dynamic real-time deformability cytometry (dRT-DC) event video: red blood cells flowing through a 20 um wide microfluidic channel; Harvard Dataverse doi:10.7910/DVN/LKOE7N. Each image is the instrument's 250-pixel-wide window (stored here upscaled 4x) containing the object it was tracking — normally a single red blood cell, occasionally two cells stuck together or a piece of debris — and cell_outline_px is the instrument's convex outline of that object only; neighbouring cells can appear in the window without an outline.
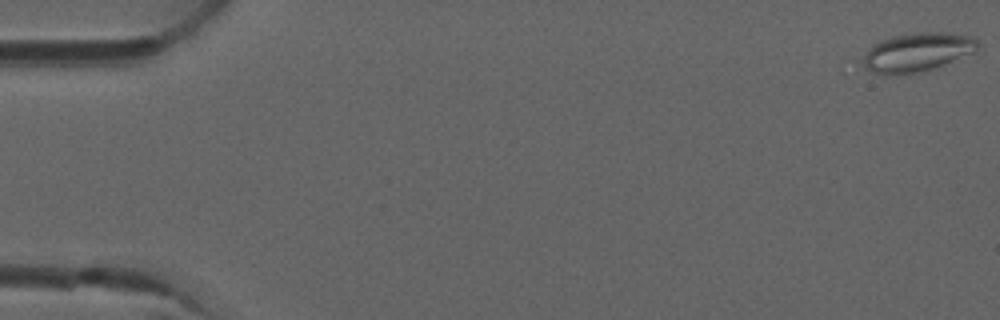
{"species": "common noctule bat (a hibernating species)", "species_latin": "Nyctalus noctula", "temperature_condition": "room temperature", "stored_images_in_passage": 7, "camera_frame_rate_fps": 3000, "um_per_image_px": 0.085, "animal": {"sex": "male", "forearm_length_mm": 52.5}, "frame": {"image": 1, "passage_image": 1, "time_ms": 0.0, "image_size_px": [1000, 320], "cell_outline_px": [[980, 44], [972, 52], [944, 64], [908, 76], [884, 76], [872, 72], [864, 68], [856, 60], [872, 44], [880, 40], [892, 36], [920, 32], [948, 32], [972, 36]], "centroid_in_image_um": [77.81, 4.47], "position_along_channel_um": 7.2, "area_um2": 26.76}}
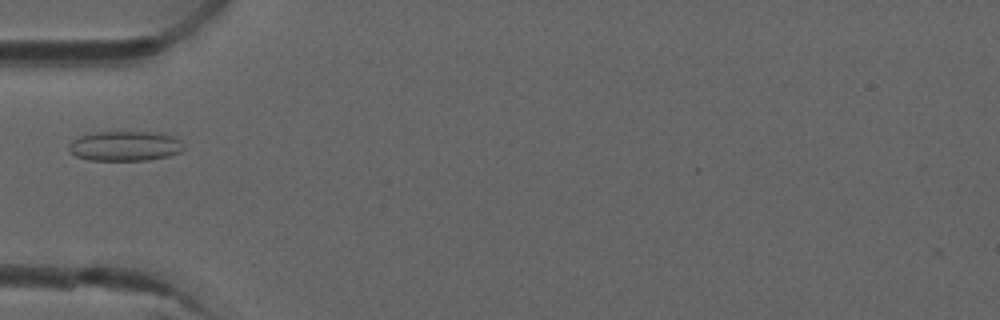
{"frame": {"image": 2, "passage_image": 6, "time_ms": 1.667, "image_size_px": [1000, 320], "cell_outline_px": [[184, 148], [180, 152], [168, 156], [148, 160], [88, 160], [76, 156], [68, 148], [68, 144], [72, 140], [80, 136], [96, 132], [156, 132], [172, 136], [180, 140]], "centroid_in_image_um": [10.62, 12.41], "position_along_channel_um": 74.4, "area_um2": 19.94}}
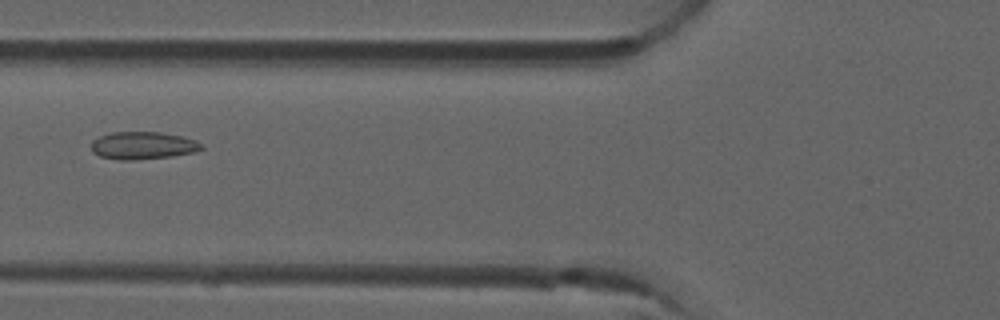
{"frame": {"image": 3, "passage_image": 7, "time_ms": 2.0, "image_size_px": [1000, 320], "cell_outline_px": [[204, 148], [192, 152], [172, 156], [132, 160], [120, 160], [100, 156], [92, 152], [92, 140], [100, 136], [112, 132], [160, 132], [184, 136], [196, 140]], "centroid_in_image_um": [12.13, 12.36], "position_along_channel_um": 113.7, "area_um2": 17.63}}